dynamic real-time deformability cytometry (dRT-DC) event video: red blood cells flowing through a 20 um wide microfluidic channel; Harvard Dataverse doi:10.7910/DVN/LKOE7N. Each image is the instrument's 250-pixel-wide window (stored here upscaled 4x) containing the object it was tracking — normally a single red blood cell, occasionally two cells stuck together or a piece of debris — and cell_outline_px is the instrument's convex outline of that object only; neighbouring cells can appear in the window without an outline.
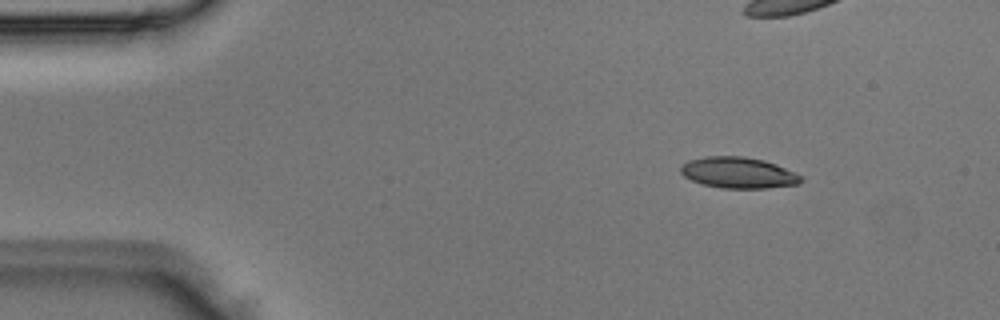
{"species": "Egyptian fruit bat (a non-hibernating species)", "species_latin": "Rousettus aegyptiacus", "temperature_condition": "room temperature", "stored_images_in_passage": 7, "camera_frame_rate_fps": 3000, "um_per_image_px": 0.085, "animal": {"sex": "male"}, "frame": {"image": 1, "passage_image": 2, "time_ms": 0.333, "image_size_px": [1000, 320], "cell_outline_px": [[804, 180], [796, 184], [768, 188], [720, 188], [704, 184], [692, 180], [684, 176], [680, 172], [680, 164], [688, 160], [704, 156], [744, 156], [764, 160], [776, 164], [804, 176]], "centroid_in_image_um": [62.76, 14.67], "position_along_channel_um": 22.2, "area_um2": 21.96}}
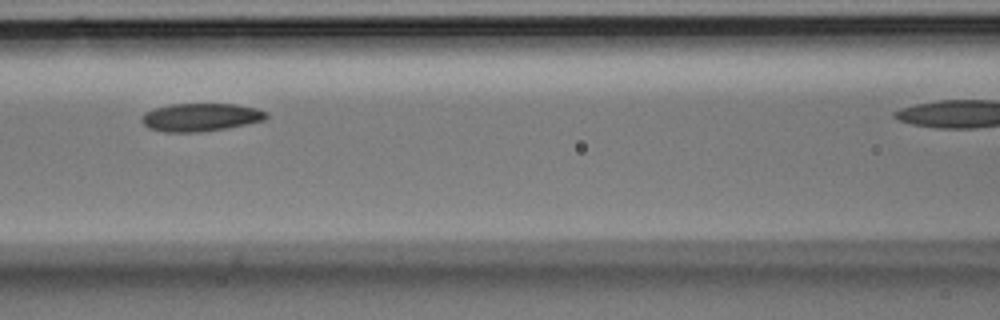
{"frame": {"image": 2, "passage_image": 6, "time_ms": 1.667, "image_size_px": [1000, 320], "cell_outline_px": [[268, 116], [264, 120], [228, 128], [200, 132], [164, 132], [148, 128], [140, 120], [140, 116], [144, 112], [156, 108], [172, 104], [236, 104], [256, 108], [268, 112]], "centroid_in_image_um": [17.04, 9.97], "position_along_channel_um": 149.6, "area_um2": 20.46}}